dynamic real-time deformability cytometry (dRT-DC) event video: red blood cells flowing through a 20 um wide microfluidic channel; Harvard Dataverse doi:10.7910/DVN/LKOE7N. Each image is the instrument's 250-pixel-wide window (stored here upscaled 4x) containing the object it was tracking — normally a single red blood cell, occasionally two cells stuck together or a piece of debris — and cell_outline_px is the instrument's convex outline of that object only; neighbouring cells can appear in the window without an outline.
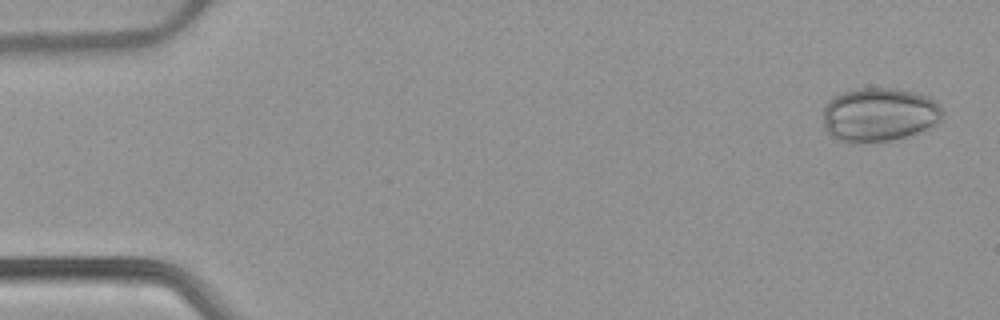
{"species": "common noctule bat (a hibernating species)", "species_latin": "Nyctalus noctula", "temperature_condition": "warm", "stored_images_in_passage": 52, "camera_frame_rate_fps": 3000, "um_per_image_px": 0.085, "animal": {"sex": "female", "body_mass_g": 22.7, "forearm_length_mm": 54.2}, "frame": {"image": 1, "passage_image": 2, "time_ms": 0.333, "image_size_px": [1000, 320], "cell_outline_px": [[944, 116], [940, 120], [916, 132], [892, 140], [864, 144], [848, 144], [836, 140], [824, 128], [824, 104], [832, 96], [840, 92], [856, 88], [900, 88], [916, 92], [928, 96], [936, 100], [940, 104], [944, 112]], "centroid_in_image_um": [74.69, 9.74], "position_along_channel_um": 10.3, "area_um2": 38.26}}
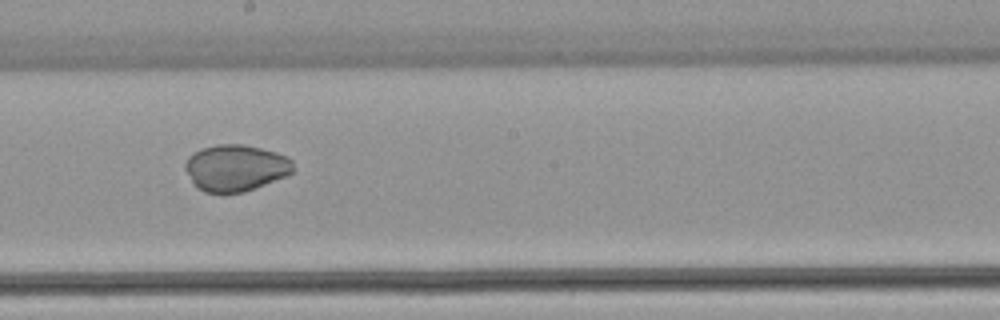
{"frame": {"image": 2, "passage_image": 29, "time_ms": 9.333, "image_size_px": [1000, 320], "cell_outline_px": [[296, 168], [288, 176], [256, 188], [244, 192], [204, 192], [196, 188], [192, 184], [184, 168], [184, 164], [188, 156], [200, 148], [216, 144], [244, 144], [276, 152], [288, 156], [292, 160]], "centroid_in_image_um": [20.03, 14.26], "position_along_channel_um": 228.2, "area_um2": 29.82}}
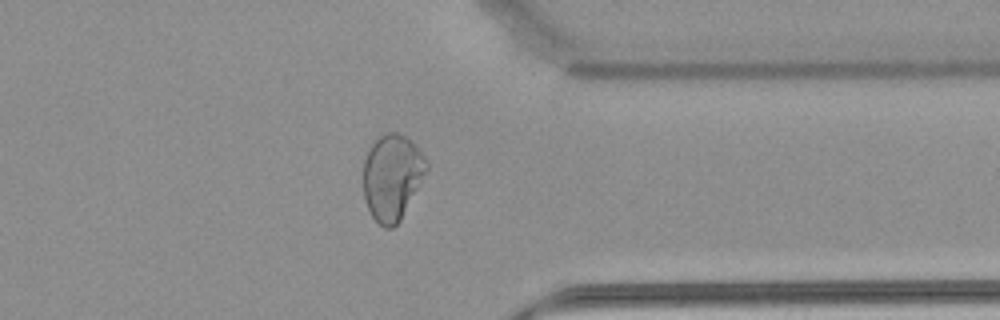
{"frame": {"image": 3, "passage_image": 41, "time_ms": 13.333, "image_size_px": [1000, 320], "cell_outline_px": [[428, 168], [420, 184], [400, 220], [392, 228], [384, 228], [372, 216], [368, 208], [364, 196], [364, 156], [372, 144], [380, 136], [388, 132], [396, 132], [404, 136], [416, 144], [424, 156], [428, 164]], "centroid_in_image_um": [33.33, 15.03], "position_along_channel_um": 378.1, "area_um2": 31.39}}